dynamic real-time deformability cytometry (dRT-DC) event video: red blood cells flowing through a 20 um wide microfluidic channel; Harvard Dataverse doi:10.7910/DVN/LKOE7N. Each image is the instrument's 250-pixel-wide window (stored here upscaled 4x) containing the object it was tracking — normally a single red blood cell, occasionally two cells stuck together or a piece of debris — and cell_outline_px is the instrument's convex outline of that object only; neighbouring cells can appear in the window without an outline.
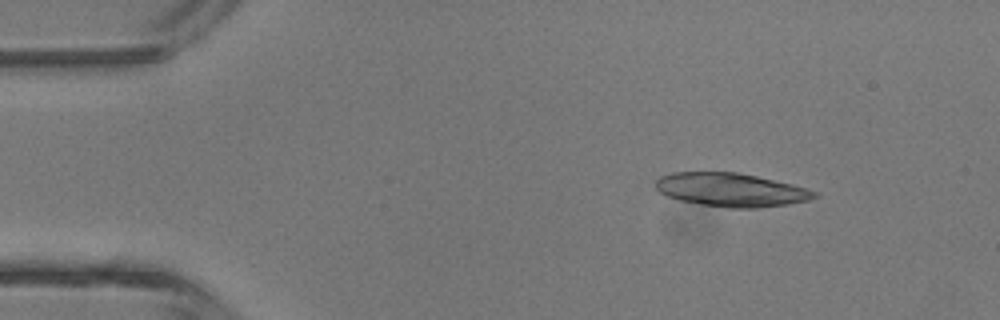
{"species": "common noctule bat (a hibernating species)", "species_latin": "Nyctalus noctula", "temperature_condition": "room temperature", "stored_images_in_passage": 3, "camera_frame_rate_fps": 3000, "um_per_image_px": 0.085, "animal": {"sex": "male", "body_mass_g": 13.3}, "frame": {"image": 1, "passage_image": 1, "time_ms": 0.0, "image_size_px": [1000, 320], "cell_outline_px": [[820, 196], [808, 200], [788, 204], [756, 208], [728, 208], [680, 200], [664, 196], [656, 188], [656, 180], [660, 176], [672, 172], [736, 172], [756, 176], [792, 184], [820, 192]], "centroid_in_image_um": [62.15, 16.13], "position_along_channel_um": 22.8, "area_um2": 31.04}}